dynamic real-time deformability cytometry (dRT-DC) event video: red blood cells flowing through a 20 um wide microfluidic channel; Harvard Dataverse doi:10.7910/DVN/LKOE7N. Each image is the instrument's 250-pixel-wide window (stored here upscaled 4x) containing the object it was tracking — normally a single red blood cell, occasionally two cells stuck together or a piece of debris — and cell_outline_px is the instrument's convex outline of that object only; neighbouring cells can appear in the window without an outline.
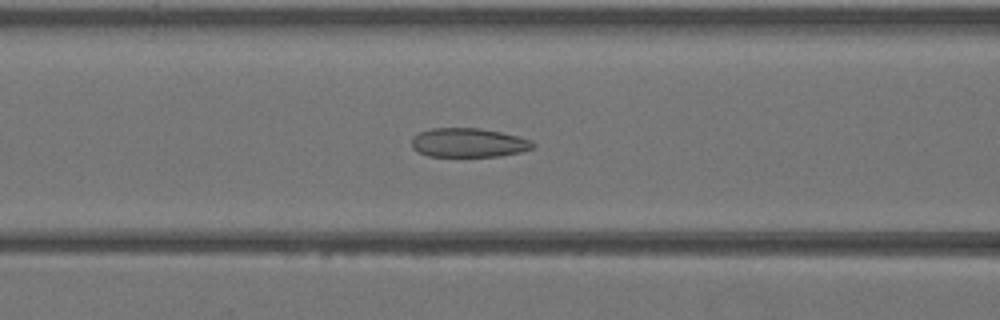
{"species": "Egyptian fruit bat (a non-hibernating species)", "species_latin": "Rousettus aegyptiacus", "temperature_condition": "warm", "stored_images_in_passage": 35, "camera_frame_rate_fps": 3000, "um_per_image_px": 0.085, "animal": {"sex": "female"}, "frame": {"image": 1, "passage_image": 10, "time_ms": 3.0, "image_size_px": [1000, 320], "cell_outline_px": [[536, 144], [532, 148], [520, 152], [500, 156], [428, 156], [412, 148], [412, 136], [420, 132], [432, 128], [480, 128], [500, 132], [532, 140]], "centroid_in_image_um": [39.82, 12.12], "position_along_channel_um": 126.8, "area_um2": 20.46}}
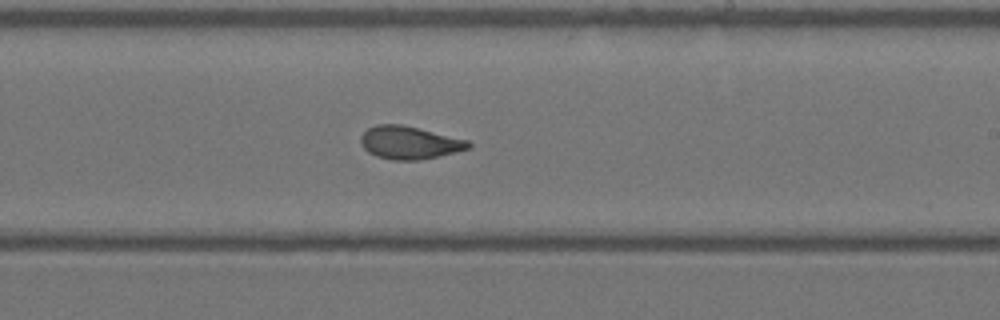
{"frame": {"image": 2, "passage_image": 18, "time_ms": 5.667, "image_size_px": [1000, 320], "cell_outline_px": [[472, 148], [456, 152], [420, 160], [392, 160], [376, 156], [368, 152], [364, 148], [360, 140], [360, 136], [368, 128], [376, 124], [400, 124], [468, 140], [472, 144]], "centroid_in_image_um": [34.8, 12.13], "position_along_channel_um": 254.2, "area_um2": 20.58}}
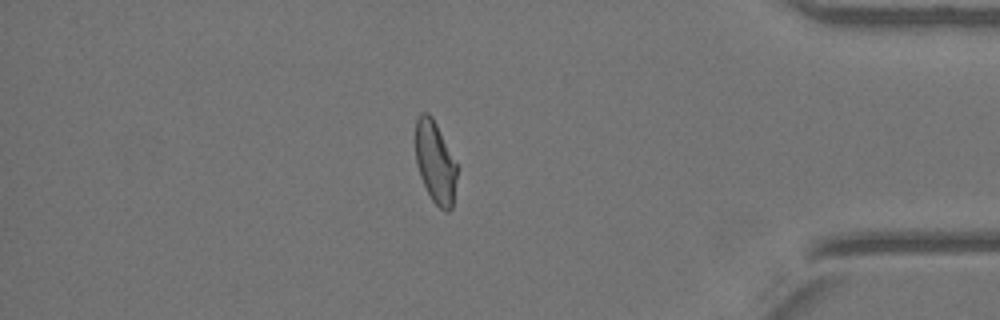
{"frame": {"image": 3, "passage_image": 29, "time_ms": 9.333, "image_size_px": [1000, 320], "cell_outline_px": [[460, 168], [452, 208], [448, 212], [444, 212], [432, 200], [420, 176], [416, 164], [416, 120], [420, 112], [428, 112], [432, 116]], "centroid_in_image_um": [37.04, 13.81], "position_along_channel_um": 398.2, "area_um2": 20.29}}